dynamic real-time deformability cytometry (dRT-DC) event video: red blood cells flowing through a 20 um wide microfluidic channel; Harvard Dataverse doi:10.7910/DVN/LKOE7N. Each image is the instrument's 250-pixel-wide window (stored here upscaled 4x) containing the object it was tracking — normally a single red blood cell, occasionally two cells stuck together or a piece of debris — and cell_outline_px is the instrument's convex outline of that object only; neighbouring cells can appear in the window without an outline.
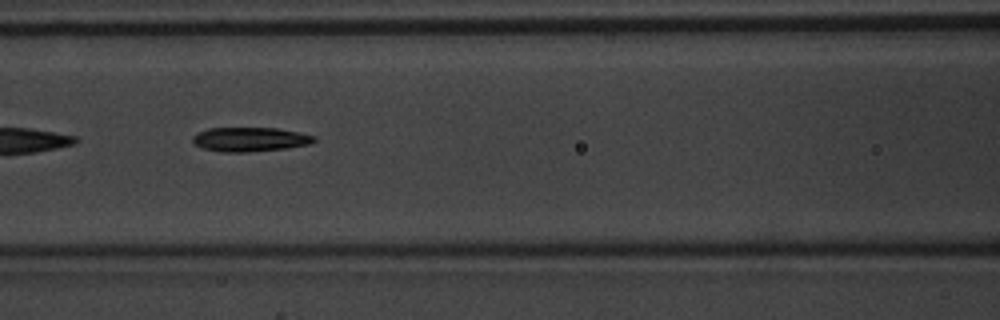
{"species": "common noctule bat (a hibernating species)", "species_latin": "Nyctalus noctula", "temperature_condition": "warm", "stored_images_in_passage": 49, "camera_frame_rate_fps": 3000, "um_per_image_px": 0.085, "animal": {"sex": "male", "body_mass_g": 20.1, "forearm_length_mm": 53.5}, "frame": {"image": 1, "passage_image": 22, "time_ms": 7.0, "image_size_px": [1000, 320], "cell_outline_px": [[316, 140], [312, 144], [288, 148], [248, 152], [220, 152], [204, 148], [196, 144], [192, 140], [192, 136], [196, 132], [208, 128], [276, 128], [316, 136]], "centroid_in_image_um": [21.25, 11.85], "position_along_channel_um": 145.3, "area_um2": 17.22}, "authors_computed_cell_mechanics": {"area_um2": 17.6868, "velocity_mm_per_s": 4.1651, "shape_relaxation_time_tau1_ms": 2.6763, "shape_relaxation_time_tau2_ms": 6.5149, "deformation_change_tau1": 0.152, "deformation_change_tau2": 0.2168}}